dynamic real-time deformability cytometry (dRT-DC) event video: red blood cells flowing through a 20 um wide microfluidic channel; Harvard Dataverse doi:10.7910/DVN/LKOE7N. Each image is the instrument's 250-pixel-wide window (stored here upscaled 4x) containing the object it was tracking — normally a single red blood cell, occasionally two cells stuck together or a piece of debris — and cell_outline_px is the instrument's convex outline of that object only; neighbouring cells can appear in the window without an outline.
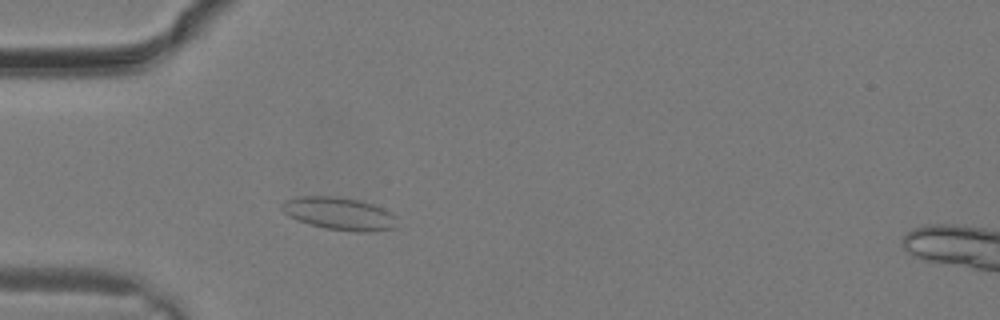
{"species": "common noctule bat (a hibernating species)", "species_latin": "Nyctalus noctula", "temperature_condition": "warm", "stored_images_in_passage": 10, "camera_frame_rate_fps": 3000, "um_per_image_px": 0.085, "animal": {"sex": "male", "body_mass_g": 19.2, "forearm_length_mm": 51.8}, "frame": {"image": 1, "passage_image": 6, "time_ms": 1.667, "image_size_px": [1000, 320], "cell_outline_px": [[396, 228], [372, 232], [356, 232], [328, 228], [312, 224], [288, 216], [280, 208], [284, 200], [300, 196], [336, 196], [356, 200], [372, 204], [384, 208], [396, 216]], "centroid_in_image_um": [28.87, 18.15], "position_along_channel_um": 56.1, "area_um2": 21.79}}
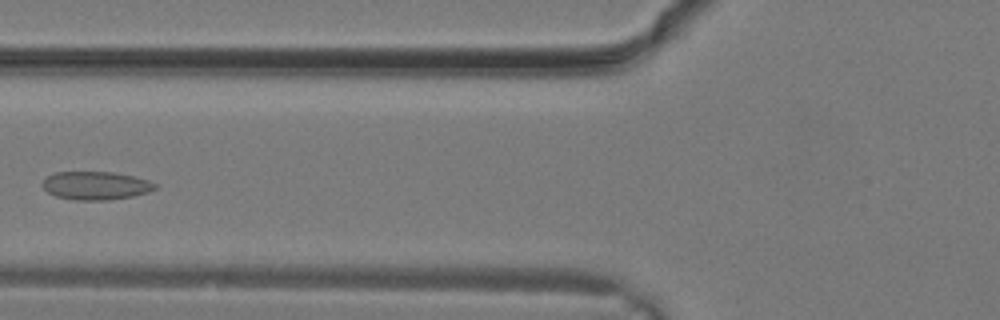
{"frame": {"image": 2, "passage_image": 9, "time_ms": 2.667, "image_size_px": [1000, 320], "cell_outline_px": [[156, 188], [148, 192], [132, 196], [104, 200], [76, 200], [56, 196], [48, 192], [44, 188], [44, 180], [48, 176], [56, 172], [112, 172], [132, 176], [148, 180], [156, 184]], "centroid_in_image_um": [8.15, 15.77], "position_along_channel_um": 117.7, "area_um2": 18.21}}